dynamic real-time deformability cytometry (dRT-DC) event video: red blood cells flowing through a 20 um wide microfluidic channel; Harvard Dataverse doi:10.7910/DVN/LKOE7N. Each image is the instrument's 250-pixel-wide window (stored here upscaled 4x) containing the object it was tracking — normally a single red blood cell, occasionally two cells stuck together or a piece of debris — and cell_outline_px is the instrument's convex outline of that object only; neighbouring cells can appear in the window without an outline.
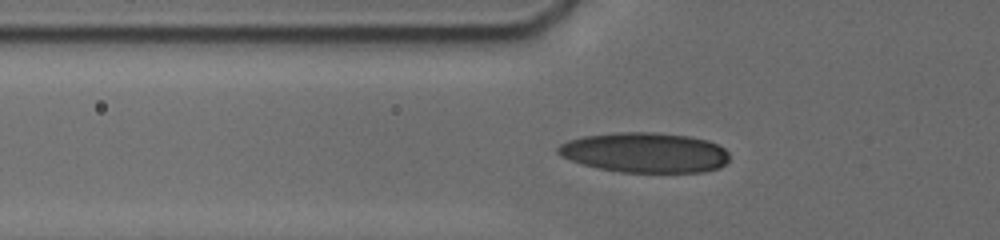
{"species": "human", "species_latin": "Homo sapiens", "temperature_condition": "cold", "stored_images_in_passage": 30, "camera_frame_rate_fps": 3000, "um_per_image_px": 0.085, "donor": {"sex": "male"}, "frame": {"image": 1, "passage_image": 11, "time_ms": 5.0, "image_size_px": [1000, 240], "cell_outline_px": [[728, 160], [720, 168], [704, 172], [620, 172], [596, 168], [560, 156], [556, 152], [556, 148], [560, 144], [568, 140], [584, 136], [616, 132], [652, 132], [688, 136], [708, 140], [724, 148], [728, 152]], "centroid_in_image_um": [54.8, 12.97], "position_along_channel_um": 71.0, "area_um2": 40.11}}
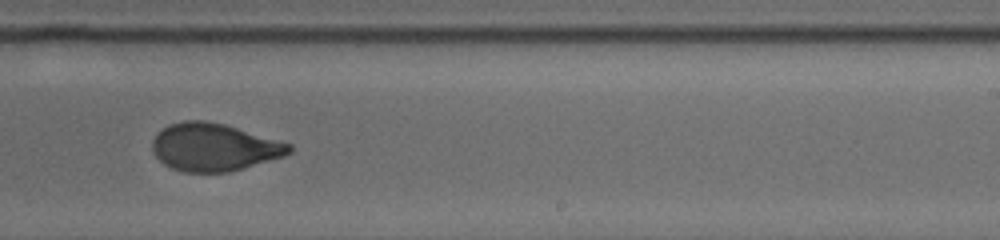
{"frame": {"image": 2, "passage_image": 21, "time_ms": 10.333, "image_size_px": [1000, 240], "cell_outline_px": [[292, 152], [284, 156], [232, 172], [184, 172], [172, 168], [164, 164], [152, 152], [152, 140], [168, 124], [184, 120], [204, 120], [224, 124], [292, 144]], "centroid_in_image_um": [18.2, 12.52], "position_along_channel_um": 270.8, "area_um2": 38.03}}
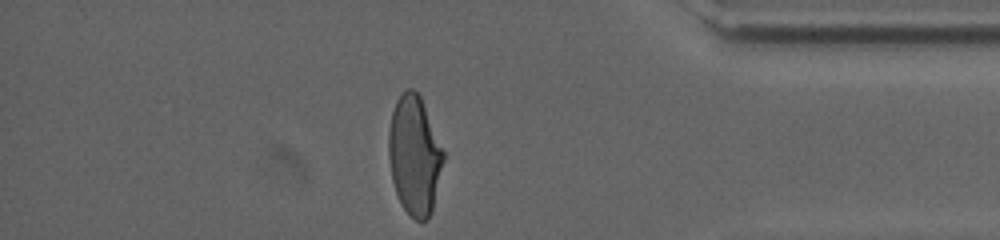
{"frame": {"image": 3, "passage_image": 29, "time_ms": 14.333, "image_size_px": [1000, 240], "cell_outline_px": [[444, 160], [432, 208], [428, 220], [416, 220], [400, 204], [392, 180], [388, 156], [388, 132], [392, 112], [396, 100], [408, 88], [412, 88], [420, 96], [444, 152]], "centroid_in_image_um": [35.21, 13.2], "position_along_channel_um": 400.0, "area_um2": 37.57}, "authors_computed_cell_mechanics": {"area_um2": 38.0902, "velocity_mm_per_s": 3.7863, "shape_relaxation_time_tau1_ms": 4.5627, "shape_relaxation_time_tau2_ms": 0.849, "deformation_change_tau1": 0.1672, "deformation_change_tau2": 0.0468}}